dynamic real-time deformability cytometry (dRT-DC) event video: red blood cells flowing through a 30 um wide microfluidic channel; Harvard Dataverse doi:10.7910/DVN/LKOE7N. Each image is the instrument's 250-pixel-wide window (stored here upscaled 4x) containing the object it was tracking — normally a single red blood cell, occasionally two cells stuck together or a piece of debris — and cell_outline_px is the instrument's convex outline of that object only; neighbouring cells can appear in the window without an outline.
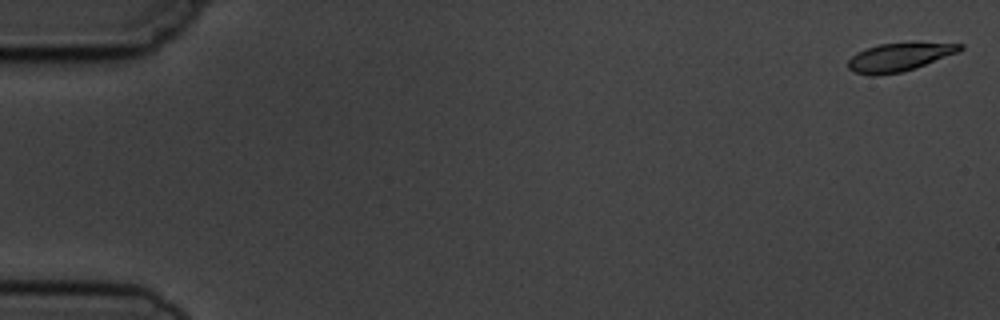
{"species": "common noctule bat (a hibernating species)", "species_latin": "Nyctalus noctula", "temperature_condition": "cold", "stored_images_in_passage": 9, "camera_frame_rate_fps": 3000, "um_per_image_px": 0.085, "animal": {"sex": "male", "body_mass_g": 19.5, "forearm_length_mm": 54.6}, "frame": {"image": 1, "passage_image": 1, "time_ms": 0.0, "image_size_px": [1000, 320], "cell_outline_px": [[964, 48], [956, 52], [924, 64], [900, 72], [876, 76], [868, 76], [856, 72], [848, 68], [848, 60], [856, 52], [880, 44], [964, 44]], "centroid_in_image_um": [76.32, 4.88], "position_along_channel_um": 8.7, "area_um2": 17.51}}
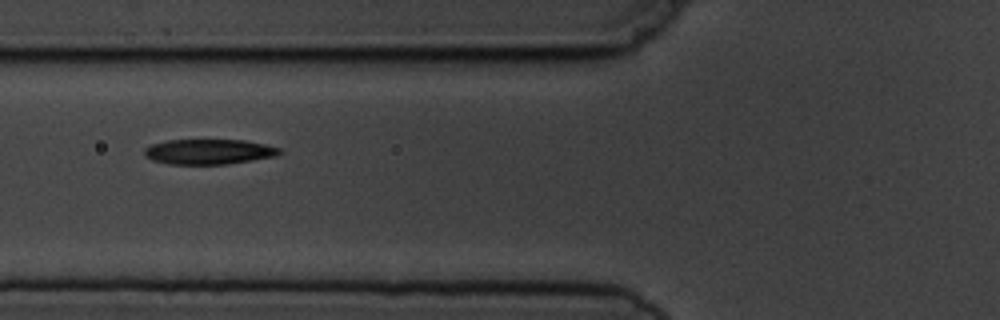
{"frame": {"image": 2, "passage_image": 7, "time_ms": 6.667, "image_size_px": [1000, 320], "cell_outline_px": [[284, 152], [276, 156], [228, 164], [168, 164], [152, 160], [144, 156], [144, 148], [152, 144], [164, 140], [244, 140], [264, 144], [280, 148]], "centroid_in_image_um": [17.74, 12.89], "position_along_channel_um": 108.1, "area_um2": 19.94}}
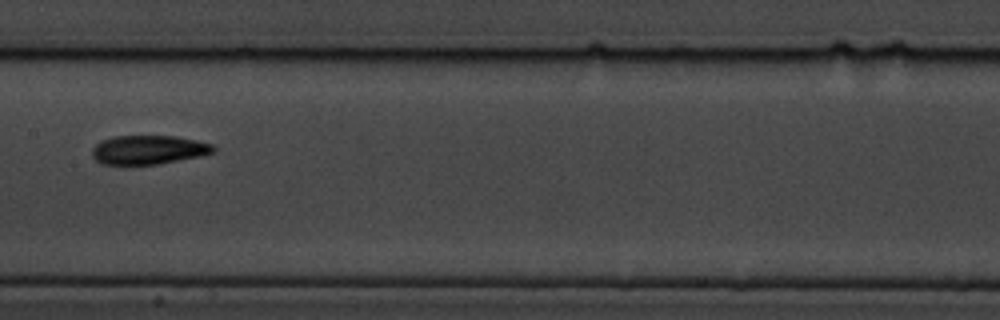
{"frame": {"image": 3, "passage_image": 9, "time_ms": 9.0, "image_size_px": [1000, 320], "cell_outline_px": [[216, 152], [200, 156], [156, 164], [104, 164], [96, 160], [92, 156], [92, 148], [100, 140], [112, 136], [176, 136], [196, 140], [212, 144], [216, 148]], "centroid_in_image_um": [12.62, 12.72], "position_along_channel_um": 194.8, "area_um2": 20.46}}